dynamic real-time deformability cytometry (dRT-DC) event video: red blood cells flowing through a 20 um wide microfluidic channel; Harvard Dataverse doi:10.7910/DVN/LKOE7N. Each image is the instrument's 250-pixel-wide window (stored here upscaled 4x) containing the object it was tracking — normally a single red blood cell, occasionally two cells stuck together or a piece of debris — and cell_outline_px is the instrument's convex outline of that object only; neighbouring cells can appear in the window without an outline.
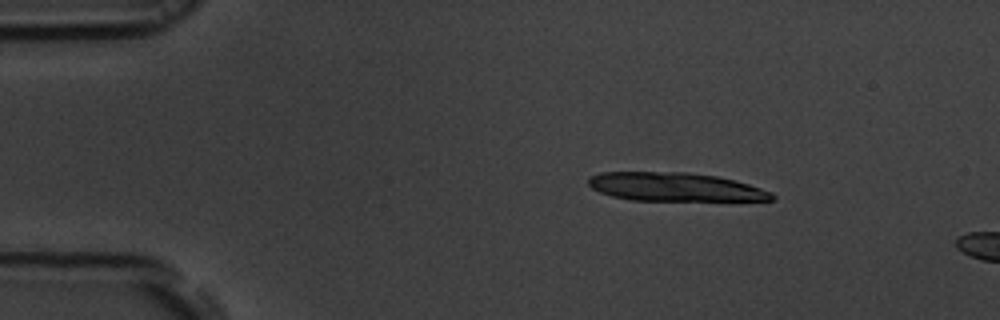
{"species": "common noctule bat (a hibernating species)", "species_latin": "Nyctalus noctula", "temperature_condition": "room temperature", "stored_images_in_passage": 5, "camera_frame_rate_fps": 3000, "um_per_image_px": 0.085, "animal": {"sex": "male", "body_mass_g": 19.5, "forearm_length_mm": 54.6}, "frame": {"image": 1, "passage_image": 1, "time_ms": 0.0, "image_size_px": [1000, 320], "cell_outline_px": [[776, 196], [772, 200], [632, 200], [612, 196], [600, 192], [592, 188], [588, 184], [588, 176], [600, 172], [684, 172], [716, 176], [748, 184], [772, 192]], "centroid_in_image_um": [57.32, 15.88], "position_along_channel_um": 27.7, "area_um2": 30.29}}